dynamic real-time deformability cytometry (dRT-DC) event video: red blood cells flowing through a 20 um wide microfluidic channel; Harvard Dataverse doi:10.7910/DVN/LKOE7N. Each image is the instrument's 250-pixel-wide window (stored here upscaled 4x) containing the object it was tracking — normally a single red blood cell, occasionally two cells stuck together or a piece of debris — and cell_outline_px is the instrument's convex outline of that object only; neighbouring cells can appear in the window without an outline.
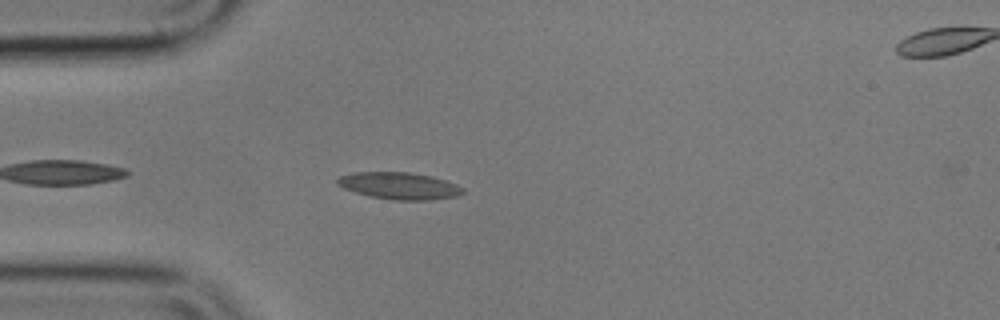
{"species": "common noctule bat (a hibernating species)", "species_latin": "Nyctalus noctula", "temperature_condition": "cold", "stored_images_in_passage": 7, "camera_frame_rate_fps": 3000, "um_per_image_px": 0.085, "animal": {"sex": "male", "body_mass_g": 17.9}, "frame": {"image": 1, "passage_image": 5, "time_ms": 1.333, "image_size_px": [1000, 320], "cell_outline_px": [[464, 192], [456, 196], [428, 200], [396, 200], [368, 196], [344, 188], [336, 184], [336, 180], [340, 176], [356, 172], [408, 172], [432, 176], [456, 184], [464, 188]], "centroid_in_image_um": [33.93, 15.79], "position_along_channel_um": 51.1, "area_um2": 19.59}}